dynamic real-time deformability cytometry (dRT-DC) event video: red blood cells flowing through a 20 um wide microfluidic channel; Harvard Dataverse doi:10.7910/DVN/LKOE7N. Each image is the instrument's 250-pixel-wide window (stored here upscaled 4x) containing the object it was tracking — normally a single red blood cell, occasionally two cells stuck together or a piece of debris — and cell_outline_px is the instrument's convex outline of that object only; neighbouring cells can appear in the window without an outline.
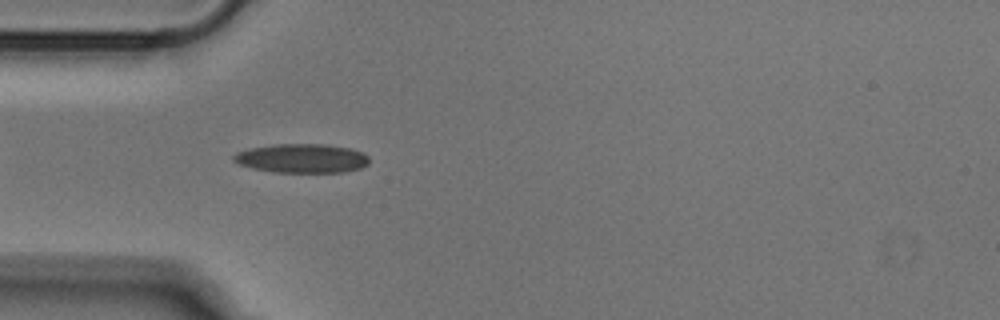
{"species": "Egyptian fruit bat (a non-hibernating species)", "species_latin": "Rousettus aegyptiacus", "temperature_condition": "cold", "stored_images_in_passage": 50, "camera_frame_rate_fps": 3000, "um_per_image_px": 0.085, "animal": {"sex": "male"}, "frame": {"image": 1, "passage_image": 14, "time_ms": 4.333, "image_size_px": [1000, 320], "cell_outline_px": [[368, 164], [360, 168], [344, 172], [276, 172], [252, 168], [240, 164], [232, 160], [232, 156], [236, 152], [252, 148], [276, 144], [324, 144], [352, 148], [364, 152], [368, 156]], "centroid_in_image_um": [25.69, 13.45], "position_along_channel_um": 59.3, "area_um2": 22.95}}
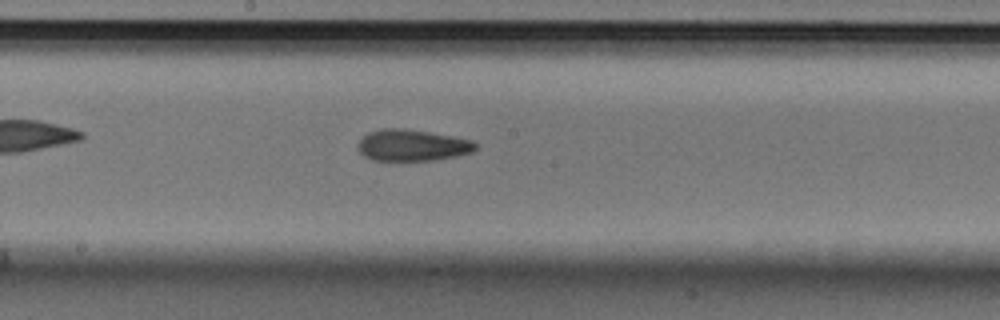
{"frame": {"image": 2, "passage_image": 26, "time_ms": 8.333, "image_size_px": [1000, 320], "cell_outline_px": [[476, 148], [472, 152], [456, 156], [432, 160], [372, 160], [364, 156], [356, 148], [356, 144], [368, 132], [384, 128], [400, 128], [428, 132], [452, 136], [472, 140], [476, 144]], "centroid_in_image_um": [35.0, 12.35], "position_along_channel_um": 213.2, "area_um2": 21.44}}
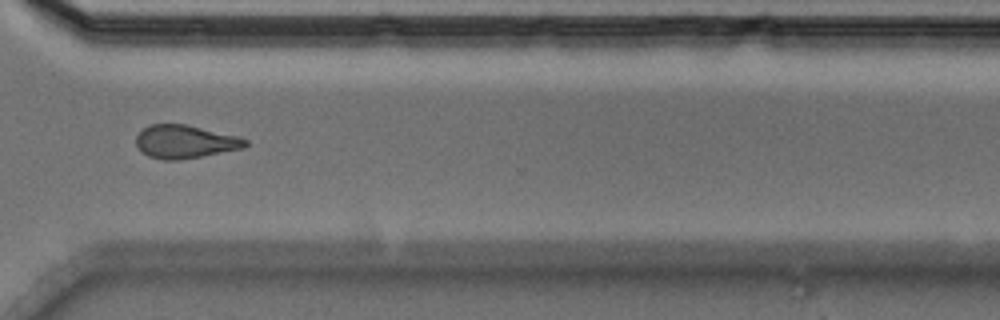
{"frame": {"image": 3, "passage_image": 37, "time_ms": 12.0, "image_size_px": [1000, 320], "cell_outline_px": [[248, 144], [244, 148], [200, 156], [176, 160], [164, 160], [148, 156], [136, 144], [136, 136], [144, 128], [152, 124], [184, 124], [236, 136], [248, 140]], "centroid_in_image_um": [15.72, 12.04], "position_along_channel_um": 354.9, "area_um2": 20.69}}